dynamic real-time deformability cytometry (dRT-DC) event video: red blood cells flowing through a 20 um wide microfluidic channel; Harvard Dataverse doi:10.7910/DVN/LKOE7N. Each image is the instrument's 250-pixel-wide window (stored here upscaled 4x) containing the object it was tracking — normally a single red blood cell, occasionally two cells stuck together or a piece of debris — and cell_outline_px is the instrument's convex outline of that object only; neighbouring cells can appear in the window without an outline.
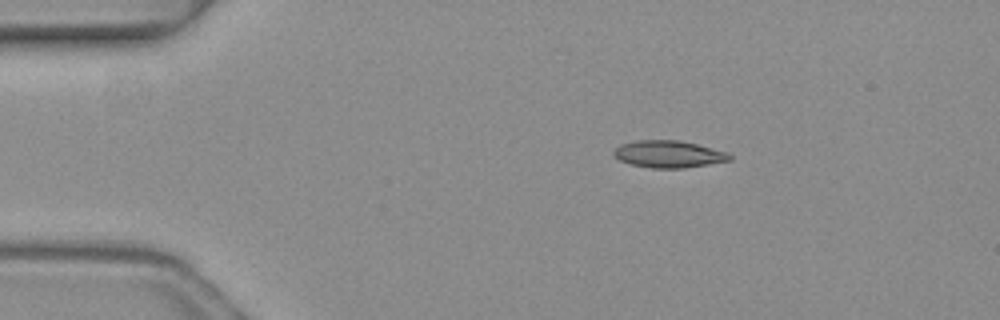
{"species": "common noctule bat (a hibernating species)", "species_latin": "Nyctalus noctula", "temperature_condition": "warm", "stored_images_in_passage": 3, "camera_frame_rate_fps": 3000, "um_per_image_px": 0.085, "animal": {"sex": "female", "body_mass_g": 19.3, "forearm_length_mm": 54.1}, "frame": {"image": 1, "passage_image": 1, "time_ms": 0.0, "image_size_px": [1000, 320], "cell_outline_px": [[732, 160], [684, 168], [652, 168], [632, 164], [620, 160], [612, 152], [620, 144], [636, 140], [680, 140], [728, 152], [732, 156]], "centroid_in_image_um": [56.85, 13.09], "position_along_channel_um": 28.1, "area_um2": 18.21}}
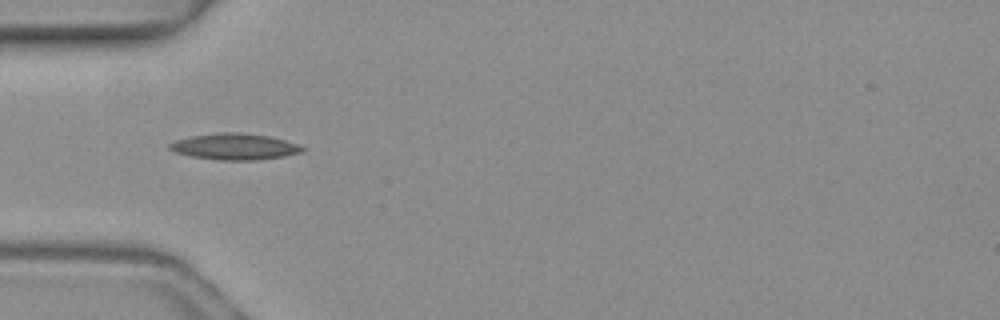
{"frame": {"image": 2, "passage_image": 3, "time_ms": 0.667, "image_size_px": [1000, 320], "cell_outline_px": [[304, 148], [300, 152], [284, 156], [256, 160], [216, 160], [192, 156], [176, 152], [168, 148], [168, 144], [176, 140], [192, 136], [224, 132], [240, 132], [268, 136], [284, 140], [296, 144]], "centroid_in_image_um": [19.91, 12.46], "position_along_channel_um": 65.1, "area_um2": 20.0}}